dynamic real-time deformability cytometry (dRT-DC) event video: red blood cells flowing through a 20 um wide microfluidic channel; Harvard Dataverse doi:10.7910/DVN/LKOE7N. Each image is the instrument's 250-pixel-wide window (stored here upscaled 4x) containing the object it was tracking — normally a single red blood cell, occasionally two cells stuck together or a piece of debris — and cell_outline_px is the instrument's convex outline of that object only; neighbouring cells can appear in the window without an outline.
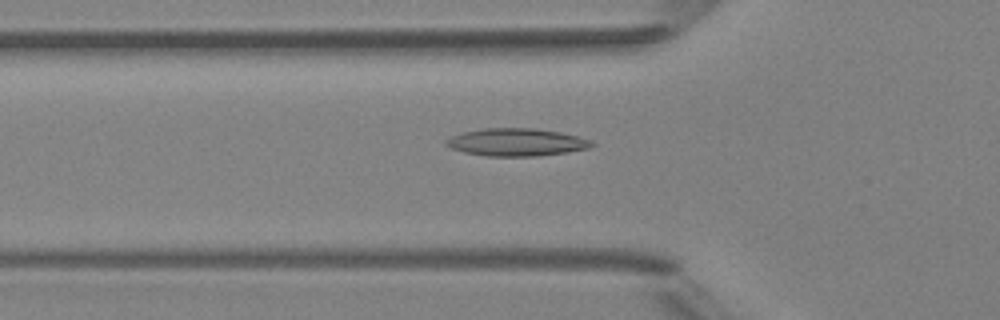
{"species": "Egyptian fruit bat (a non-hibernating species)", "species_latin": "Rousettus aegyptiacus", "temperature_condition": "room temperature", "stored_images_in_passage": 47, "camera_frame_rate_fps": 3000, "um_per_image_px": 0.085, "animal": {"sex": "female"}, "frame": {"image": 1, "passage_image": 15, "time_ms": 4.667, "image_size_px": [1000, 320], "cell_outline_px": [[596, 144], [588, 148], [568, 152], [540, 156], [488, 156], [464, 152], [452, 148], [444, 144], [444, 140], [452, 136], [464, 132], [484, 128], [536, 128], [560, 132], [592, 140]], "centroid_in_image_um": [43.92, 12.09], "position_along_channel_um": 81.9, "area_um2": 23.47}}
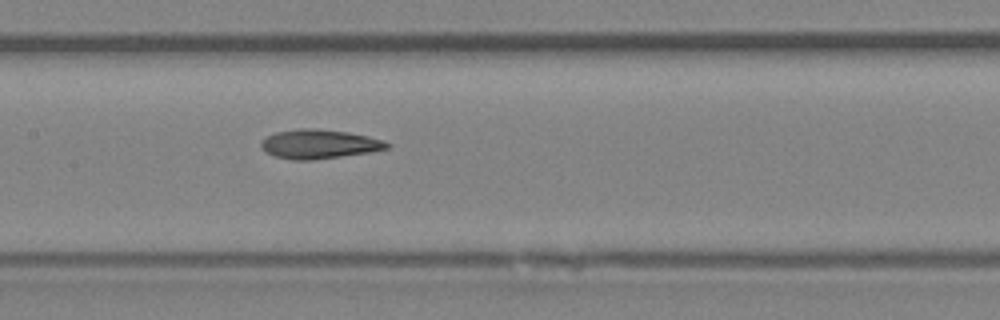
{"frame": {"image": 2, "passage_image": 22, "time_ms": 7.0, "image_size_px": [1000, 320], "cell_outline_px": [[392, 144], [388, 148], [372, 152], [312, 160], [292, 160], [276, 156], [260, 148], [260, 144], [268, 136], [276, 132], [300, 128], [316, 128], [348, 132], [368, 136], [384, 140]], "centroid_in_image_um": [27.17, 12.24], "position_along_channel_um": 180.2, "area_um2": 21.39}}
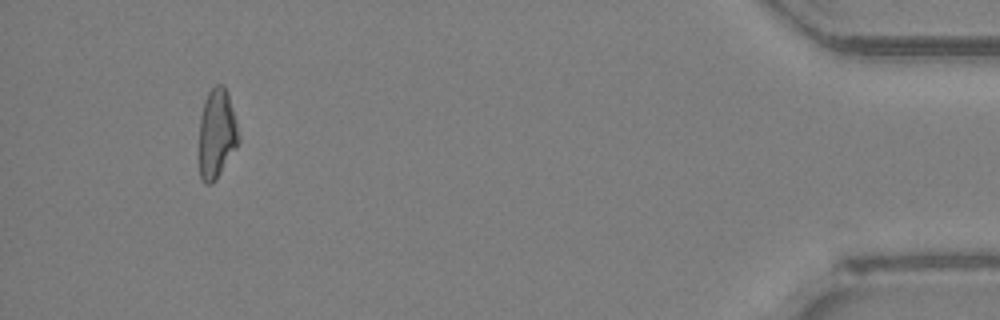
{"frame": {"image": 3, "passage_image": 44, "time_ms": 14.333, "image_size_px": [1000, 320], "cell_outline_px": [[240, 140], [236, 148], [216, 180], [212, 184], [204, 184], [200, 180], [200, 116], [204, 100], [208, 92], [216, 84], [224, 84], [228, 92]], "centroid_in_image_um": [18.42, 11.37], "position_along_channel_um": 416.8, "area_um2": 20.58}, "authors_computed_cell_mechanics": {"area_um2": 21.3282, "velocity_mm_per_s": 4.2151, "shape_relaxation_time_tau1_ms": 10.2613, "shape_relaxation_time_tau2_ms": 7.625, "deformation_change_tau1": 0.2384, "deformation_change_tau2": 0.1672}}